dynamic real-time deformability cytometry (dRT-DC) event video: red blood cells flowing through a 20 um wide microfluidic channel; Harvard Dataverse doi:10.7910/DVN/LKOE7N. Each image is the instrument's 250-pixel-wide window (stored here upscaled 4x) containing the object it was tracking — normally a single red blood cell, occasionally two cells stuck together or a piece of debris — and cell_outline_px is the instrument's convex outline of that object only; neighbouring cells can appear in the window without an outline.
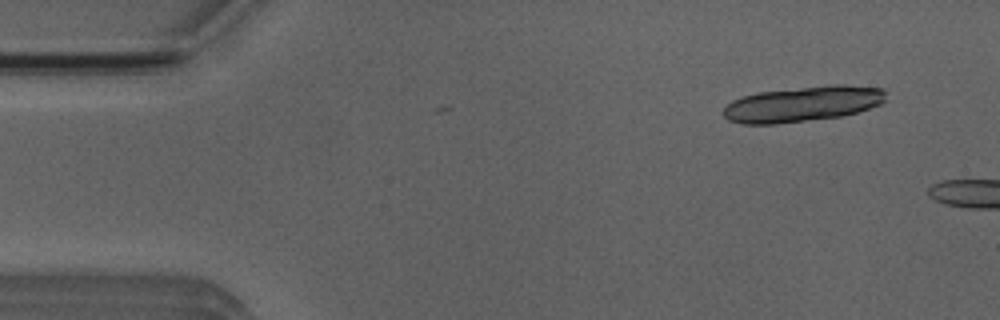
{"species": "Egyptian fruit bat (a non-hibernating species)", "species_latin": "Rousettus aegyptiacus", "temperature_condition": "room temperature", "stored_images_in_passage": 2, "camera_frame_rate_fps": 3000, "um_per_image_px": 0.085, "animal": {"sex": "male"}, "frame": {"image": 1, "passage_image": 1, "time_ms": 0.0, "image_size_px": [1000, 320], "cell_outline_px": [[888, 100], [880, 104], [856, 112], [840, 116], [776, 124], [740, 124], [728, 120], [724, 116], [724, 108], [732, 100], [744, 96], [760, 92], [832, 84], [844, 84], [884, 88]], "centroid_in_image_um": [68.26, 8.83], "position_along_channel_um": 16.7, "area_um2": 33.52}}